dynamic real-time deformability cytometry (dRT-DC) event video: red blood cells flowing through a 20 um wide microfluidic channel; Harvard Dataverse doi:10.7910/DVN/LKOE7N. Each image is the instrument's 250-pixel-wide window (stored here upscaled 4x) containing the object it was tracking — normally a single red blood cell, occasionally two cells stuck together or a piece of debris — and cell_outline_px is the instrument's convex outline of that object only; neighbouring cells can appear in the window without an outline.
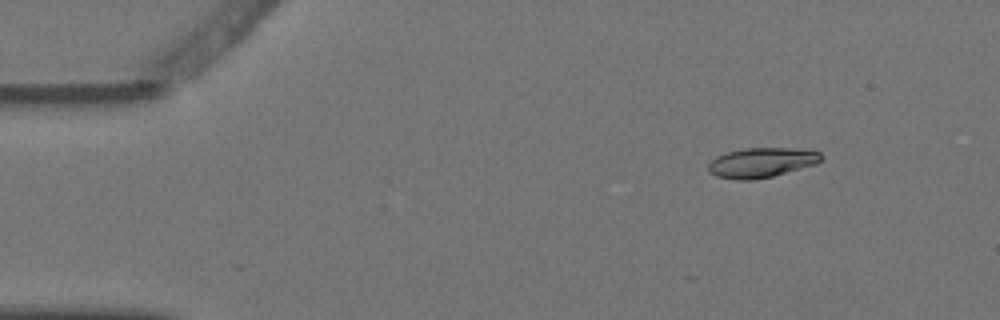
{"species": "Egyptian fruit bat (a non-hibernating species)", "species_latin": "Rousettus aegyptiacus", "temperature_condition": "warm", "stored_images_in_passage": 3, "camera_frame_rate_fps": 3000, "um_per_image_px": 0.085, "animal": {"sex": "female"}, "frame": {"image": 1, "passage_image": 1, "time_ms": 0.0, "image_size_px": [1000, 320], "cell_outline_px": [[824, 156], [816, 164], [772, 176], [752, 180], [736, 180], [716, 176], [708, 172], [708, 164], [716, 156], [728, 152], [748, 148], [812, 148], [820, 152]], "centroid_in_image_um": [64.77, 13.81], "position_along_channel_um": 20.2, "area_um2": 19.77}}
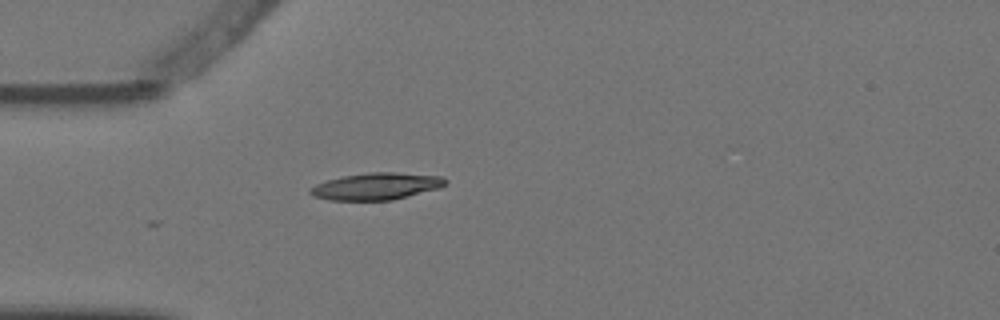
{"frame": {"image": 2, "passage_image": 3, "time_ms": 0.667, "image_size_px": [1000, 320], "cell_outline_px": [[448, 180], [440, 188], [392, 200], [328, 200], [312, 196], [308, 192], [308, 188], [316, 184], [328, 180], [344, 176], [368, 172], [396, 172], [440, 176]], "centroid_in_image_um": [31.96, 15.83], "position_along_channel_um": 53.0, "area_um2": 21.21}}